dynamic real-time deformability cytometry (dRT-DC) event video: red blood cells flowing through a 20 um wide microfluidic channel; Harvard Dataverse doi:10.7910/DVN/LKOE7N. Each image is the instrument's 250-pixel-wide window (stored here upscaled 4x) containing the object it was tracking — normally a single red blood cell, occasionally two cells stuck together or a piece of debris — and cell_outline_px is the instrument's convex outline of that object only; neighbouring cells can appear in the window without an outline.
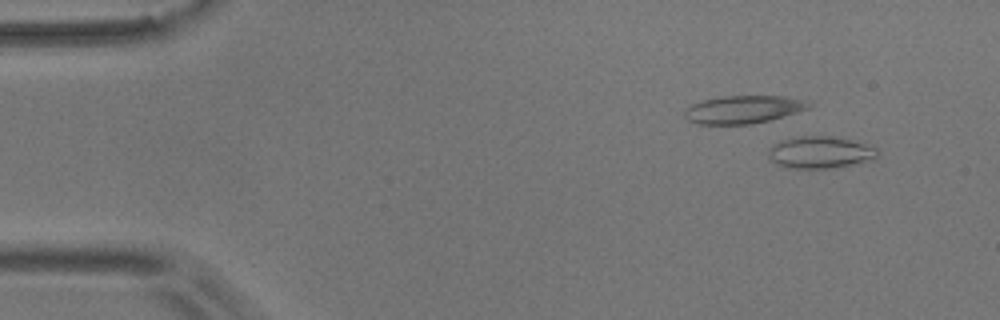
{"species": "common noctule bat (a hibernating species)", "species_latin": "Nyctalus noctula", "temperature_condition": "room temperature", "stored_images_in_passage": 13, "camera_frame_rate_fps": 3000, "um_per_image_px": 0.085, "animal": {"sex": "male", "body_mass_g": 17.9}, "frame": {"image": 1, "passage_image": 4, "time_ms": 1.0, "image_size_px": [1000, 320], "cell_outline_px": [[876, 156], [872, 160], [832, 168], [788, 168], [776, 164], [768, 156], [768, 148], [772, 144], [780, 140], [796, 136], [832, 136], [864, 144], [876, 148]], "centroid_in_image_um": [69.63, 12.95], "position_along_channel_um": 15.4, "area_um2": 20.23}}
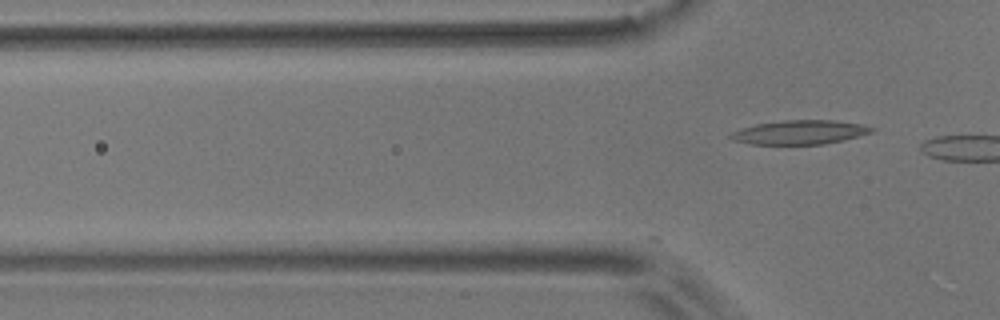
{"frame": {"image": 2, "passage_image": 13, "time_ms": 4.0, "image_size_px": [1000, 320], "cell_outline_px": [[876, 128], [872, 132], [844, 140], [824, 144], [748, 144], [732, 140], [728, 136], [732, 132], [740, 128], [756, 124], [784, 120], [832, 120], [860, 124]], "centroid_in_image_um": [67.95, 11.24], "position_along_channel_um": 57.9, "area_um2": 19.77}}